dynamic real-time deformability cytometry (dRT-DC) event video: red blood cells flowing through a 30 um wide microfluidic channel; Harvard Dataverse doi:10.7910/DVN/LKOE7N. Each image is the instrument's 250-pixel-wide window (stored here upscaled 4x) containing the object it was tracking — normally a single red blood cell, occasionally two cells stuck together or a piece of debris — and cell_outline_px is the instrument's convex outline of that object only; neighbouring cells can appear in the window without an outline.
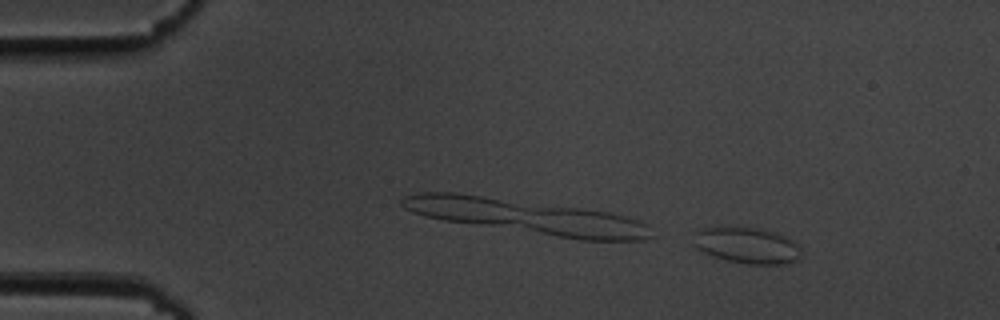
{"species": "common noctule bat (a hibernating species)", "species_latin": "Nyctalus noctula", "temperature_condition": "cold", "stored_images_in_passage": 50, "camera_frame_rate_fps": 3000, "um_per_image_px": 0.085, "animal": {"sex": "male", "body_mass_g": 19.5, "forearm_length_mm": 54.6}, "frame": {"image": 1, "passage_image": 2, "time_ms": 0.333, "image_size_px": [1000, 320], "cell_outline_px": [[800, 256], [784, 264], [748, 264], [728, 260], [712, 256], [696, 248], [692, 244], [692, 232], [704, 228], [756, 228], [776, 232], [792, 240], [800, 248]], "centroid_in_image_um": [63.43, 20.86], "position_along_channel_um": 21.6, "area_um2": 22.43}}
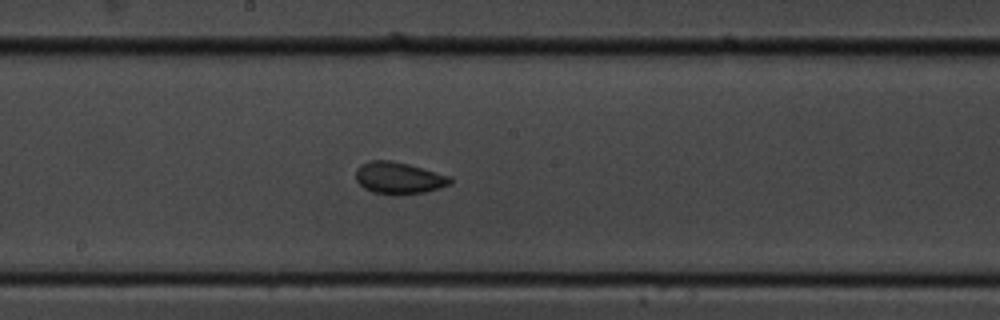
{"frame": {"image": 2, "passage_image": 25, "time_ms": 8.0, "image_size_px": [1000, 320], "cell_outline_px": [[452, 184], [440, 188], [424, 192], [396, 196], [392, 196], [372, 192], [364, 188], [356, 180], [356, 168], [360, 164], [368, 160], [392, 160], [408, 164], [452, 176]], "centroid_in_image_um": [33.9, 15.14], "position_along_channel_um": 214.3, "area_um2": 17.98}}
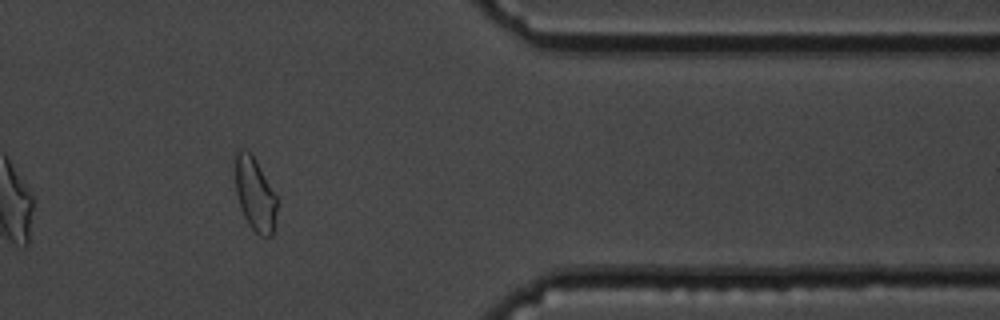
{"frame": {"image": 3, "passage_image": 41, "time_ms": 13.333, "image_size_px": [1000, 320], "cell_outline_px": [[276, 212], [272, 236], [260, 236], [248, 224], [240, 208], [236, 192], [236, 152], [240, 148], [244, 148], [256, 160], [276, 196]], "centroid_in_image_um": [21.66, 16.53], "position_along_channel_um": 389.7, "area_um2": 17.46}, "authors_computed_cell_mechanics": {"area_um2": 17.8313, "velocity_mm_per_s": 3.6215, "shape_relaxation_time_tau1_ms": null, "shape_relaxation_time_tau2_ms": 1.4503, "deformation_change_tau1": null, "deformation_change_tau2": 0.0451}}